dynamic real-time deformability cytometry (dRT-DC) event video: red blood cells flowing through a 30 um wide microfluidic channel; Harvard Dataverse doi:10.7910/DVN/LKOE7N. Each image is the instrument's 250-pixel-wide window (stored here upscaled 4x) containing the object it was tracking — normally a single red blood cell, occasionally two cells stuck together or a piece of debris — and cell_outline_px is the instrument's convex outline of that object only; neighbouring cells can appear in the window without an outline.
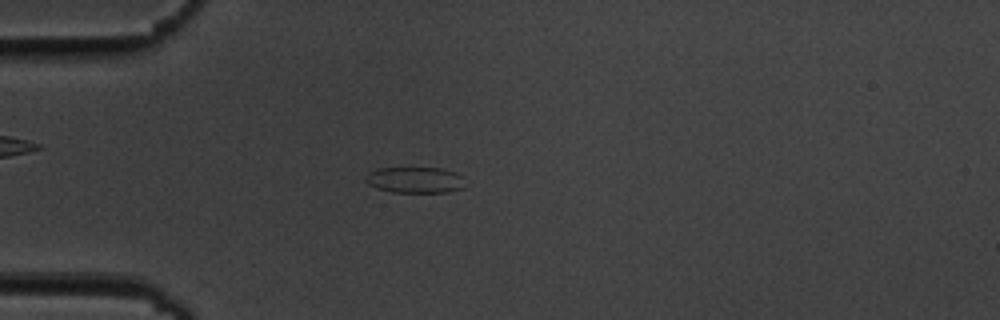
{"species": "common noctule bat (a hibernating species)", "species_latin": "Nyctalus noctula", "temperature_condition": "cold", "stored_images_in_passage": 55, "camera_frame_rate_fps": 3000, "um_per_image_px": 0.085, "animal": {"sex": "male", "body_mass_g": 19.5, "forearm_length_mm": 54.6}, "frame": {"image": 1, "passage_image": 15, "time_ms": 4.667, "image_size_px": [1000, 320], "cell_outline_px": [[468, 184], [464, 188], [448, 192], [392, 192], [376, 188], [368, 184], [364, 180], [364, 176], [368, 172], [376, 168], [440, 168], [456, 172]], "centroid_in_image_um": [35.27, 15.3], "position_along_channel_um": 49.7, "area_um2": 15.37}}
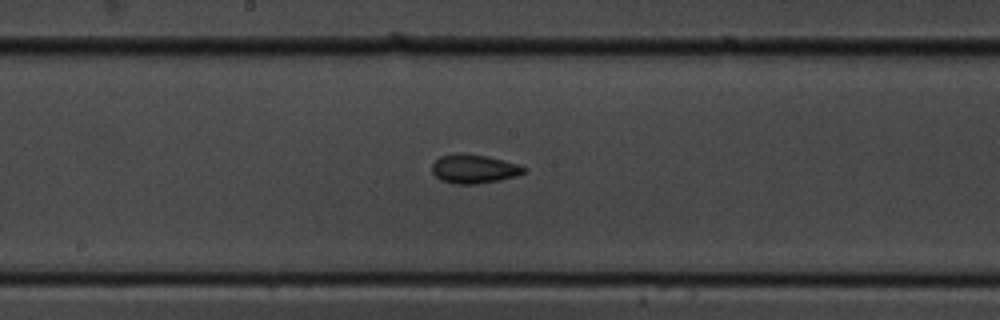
{"frame": {"image": 2, "passage_image": 29, "time_ms": 9.333, "image_size_px": [1000, 320], "cell_outline_px": [[528, 168], [524, 172], [516, 176], [500, 180], [476, 184], [452, 184], [440, 180], [432, 172], [432, 164], [440, 156], [456, 152], [464, 152], [488, 156], [520, 164]], "centroid_in_image_um": [40.29, 14.34], "position_along_channel_um": 207.9, "area_um2": 15.84}}
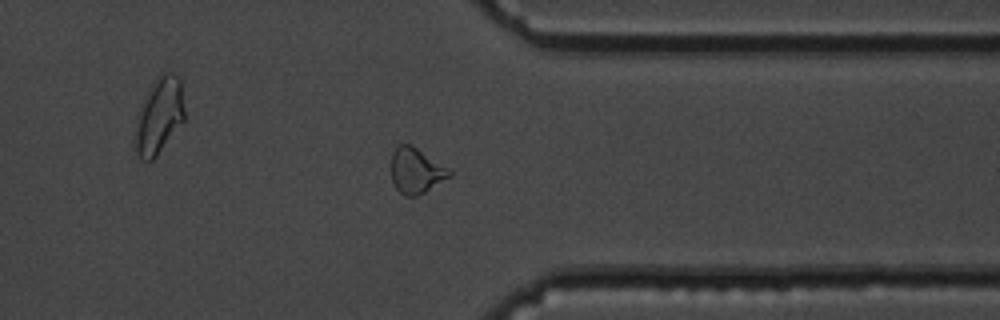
{"frame": {"image": 3, "passage_image": 43, "time_ms": 14.0, "image_size_px": [1000, 320], "cell_outline_px": [[452, 176], [424, 192], [416, 196], [404, 196], [396, 188], [392, 180], [392, 152], [400, 144], [412, 144], [448, 168], [452, 172]], "centroid_in_image_um": [35.37, 14.5], "position_along_channel_um": 376.0, "area_um2": 15.32}, "authors_computed_cell_mechanics": {"area_um2": 15.8372, "velocity_mm_per_s": 3.6776, "shape_relaxation_time_tau1_ms": 2.3261, "shape_relaxation_time_tau2_ms": 4.5325, "deformation_change_tau1": 0.0722, "deformation_change_tau2": 0.0903}}